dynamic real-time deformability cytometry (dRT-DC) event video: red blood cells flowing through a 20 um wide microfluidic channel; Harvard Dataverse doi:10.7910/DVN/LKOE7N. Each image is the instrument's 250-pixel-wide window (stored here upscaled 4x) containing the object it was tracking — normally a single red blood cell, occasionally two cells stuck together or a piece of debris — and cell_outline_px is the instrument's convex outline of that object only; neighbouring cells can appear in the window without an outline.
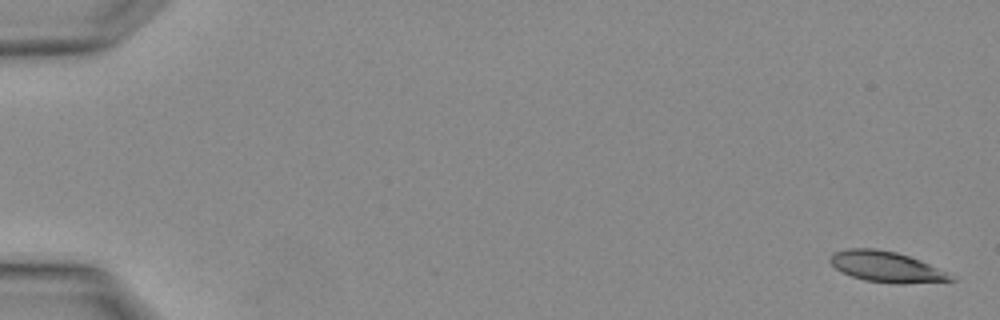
{"species": "Egyptian fruit bat (a non-hibernating species)", "species_latin": "Rousettus aegyptiacus", "temperature_condition": "warm", "stored_images_in_passage": 4, "segment_of_instrument_passage": [1, 2], "camera_frame_rate_fps": 3000, "um_per_image_px": 0.085, "animal": {"sex": "female"}, "frame": {"image": 1, "passage_image": 1, "time_ms": 0.0, "image_size_px": [1000, 320], "cell_outline_px": [[956, 280], [904, 284], [892, 284], [864, 280], [852, 276], [836, 268], [828, 260], [836, 252], [844, 248], [876, 248], [896, 252], [920, 260], [944, 272]], "centroid_in_image_um": [75.29, 22.67], "position_along_channel_um": 9.7, "area_um2": 21.27}}
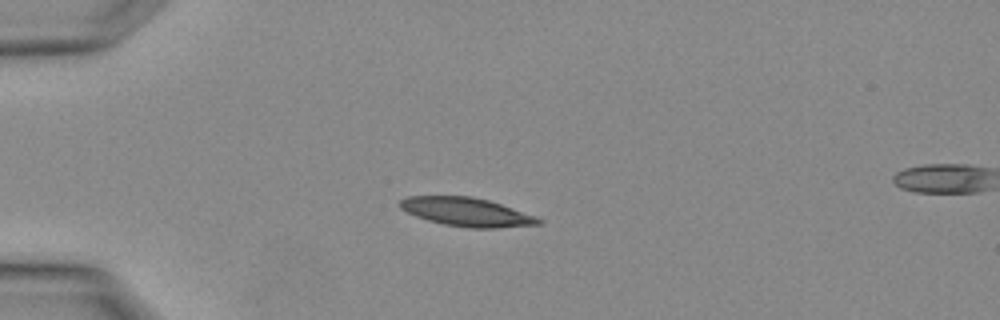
{"frame": {"image": 2, "passage_image": 3, "time_ms": 0.667, "image_size_px": [1000, 320], "cell_outline_px": [[544, 220], [540, 224], [500, 228], [468, 228], [444, 224], [428, 220], [416, 216], [400, 208], [400, 200], [408, 196], [472, 196], [488, 200], [536, 216]], "centroid_in_image_um": [39.69, 18.02], "position_along_channel_um": 45.3, "area_um2": 23.0}}